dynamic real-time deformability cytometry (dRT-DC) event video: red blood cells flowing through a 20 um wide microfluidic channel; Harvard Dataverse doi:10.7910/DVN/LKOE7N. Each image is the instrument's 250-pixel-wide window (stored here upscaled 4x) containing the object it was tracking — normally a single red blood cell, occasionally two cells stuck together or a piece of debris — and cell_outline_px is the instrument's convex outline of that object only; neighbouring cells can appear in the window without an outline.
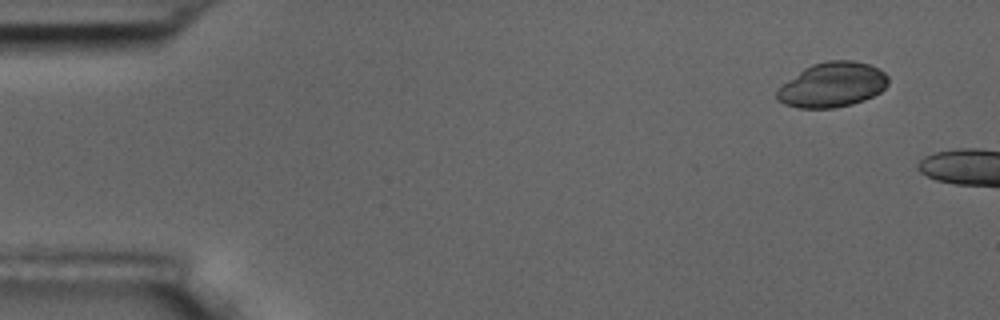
{"species": "common noctule bat (a hibernating species)", "species_latin": "Nyctalus noctula", "temperature_condition": "room temperature", "stored_images_in_passage": 3, "camera_frame_rate_fps": 3000, "um_per_image_px": 0.085, "animal": {"sex": "male", "body_mass_g": 17.5, "forearm_length_mm": 52.3}, "frame": {"image": 1, "passage_image": 1, "time_ms": 0.0, "image_size_px": [1000, 320], "cell_outline_px": [[888, 84], [880, 92], [864, 100], [852, 104], [836, 108], [800, 108], [784, 104], [776, 100], [776, 88], [804, 68], [812, 64], [828, 60], [852, 60], [868, 64], [884, 72], [888, 76]], "centroid_in_image_um": [70.71, 7.21], "position_along_channel_um": 14.3, "area_um2": 29.19}}